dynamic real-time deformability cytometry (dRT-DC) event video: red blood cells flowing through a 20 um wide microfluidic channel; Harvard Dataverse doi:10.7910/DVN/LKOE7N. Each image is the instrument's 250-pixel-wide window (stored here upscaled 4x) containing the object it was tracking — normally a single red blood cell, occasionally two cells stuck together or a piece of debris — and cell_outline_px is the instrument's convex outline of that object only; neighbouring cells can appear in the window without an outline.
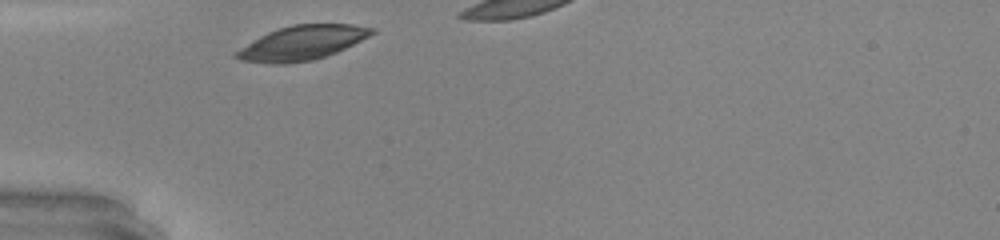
{"species": "common noctule bat (a hibernating species)", "species_latin": "Nyctalus noctula", "temperature_condition": "warm", "stored_images_in_passage": 8, "camera_frame_rate_fps": 3000, "um_per_image_px": 0.085, "animal": {"sex": "male", "body_mass_g": 20.0, "forearm_length_mm": 53.3}, "frame": {"image": 1, "passage_image": 1, "time_ms": 0.0, "image_size_px": [1000, 240], "cell_outline_px": [[376, 32], [336, 52], [312, 60], [288, 64], [272, 64], [244, 60], [232, 56], [236, 52], [260, 36], [268, 32], [292, 24], [352, 24], [372, 28]], "centroid_in_image_um": [25.67, 3.64], "position_along_channel_um": 59.3, "area_um2": 26.53}}
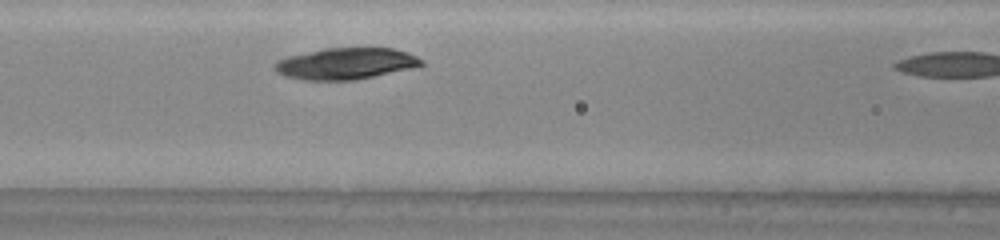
{"frame": {"image": 2, "passage_image": 7, "time_ms": 2.0, "image_size_px": [1000, 240], "cell_outline_px": [[424, 64], [408, 68], [356, 80], [304, 80], [284, 76], [276, 72], [276, 64], [280, 60], [288, 56], [324, 48], [392, 48], [408, 52], [424, 60]], "centroid_in_image_um": [29.39, 5.4], "position_along_channel_um": 137.2, "area_um2": 26.53}}